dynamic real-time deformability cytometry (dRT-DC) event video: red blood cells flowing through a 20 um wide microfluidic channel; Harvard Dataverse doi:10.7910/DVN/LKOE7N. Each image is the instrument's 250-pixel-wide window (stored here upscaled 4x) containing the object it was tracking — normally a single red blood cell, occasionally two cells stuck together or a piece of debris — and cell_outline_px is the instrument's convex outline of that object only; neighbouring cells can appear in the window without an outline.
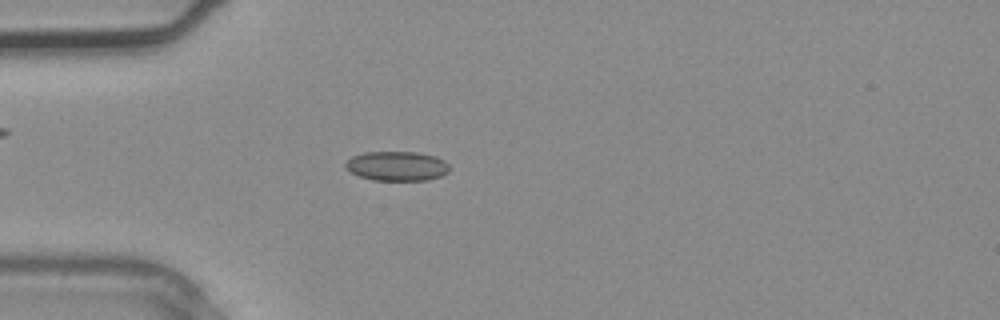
{"species": "common noctule bat (a hibernating species)", "species_latin": "Nyctalus noctula", "temperature_condition": "warm", "stored_images_in_passage": 3, "camera_frame_rate_fps": 3000, "um_per_image_px": 0.085, "animal": {"sex": "male", "body_mass_g": 20.4}, "frame": {"image": 1, "passage_image": 3, "time_ms": 0.667, "image_size_px": [1000, 320], "cell_outline_px": [[448, 172], [440, 176], [428, 180], [372, 180], [360, 176], [344, 168], [344, 164], [352, 156], [364, 152], [416, 152], [436, 156], [444, 160], [448, 164]], "centroid_in_image_um": [33.72, 14.11], "position_along_channel_um": 51.3, "area_um2": 17.86}}